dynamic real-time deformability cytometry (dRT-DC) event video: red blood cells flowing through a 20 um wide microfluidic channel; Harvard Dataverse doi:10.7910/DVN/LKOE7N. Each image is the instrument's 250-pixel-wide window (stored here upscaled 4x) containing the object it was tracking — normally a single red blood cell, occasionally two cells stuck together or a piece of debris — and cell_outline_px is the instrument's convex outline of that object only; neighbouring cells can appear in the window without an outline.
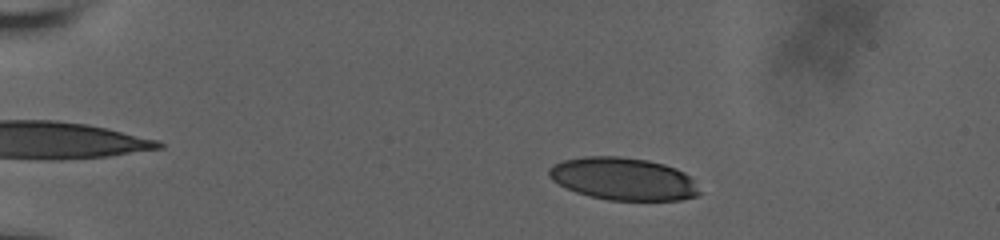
{"species": "human", "species_latin": "Homo sapiens", "temperature_condition": "room temperature", "stored_images_in_passage": 51, "camera_frame_rate_fps": 3000, "um_per_image_px": 0.085, "donor": {"sex": "male"}, "frame": {"image": 1, "passage_image": 16, "time_ms": 3.667, "image_size_px": [1000, 240], "cell_outline_px": [[700, 192], [696, 196], [680, 200], [608, 200], [576, 192], [552, 180], [548, 176], [548, 168], [564, 160], [584, 156], [620, 156], [648, 160], [664, 164], [676, 168], [684, 172], [692, 180]], "centroid_in_image_um": [52.97, 15.19], "position_along_channel_um": 32.0, "area_um2": 37.05}}
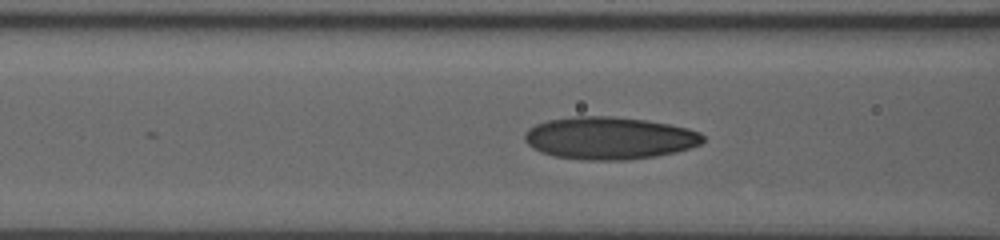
{"frame": {"image": 2, "passage_image": 34, "time_ms": 8.333, "image_size_px": [1000, 240], "cell_outline_px": [[704, 140], [700, 144], [676, 152], [656, 156], [624, 160], [588, 160], [552, 156], [540, 152], [532, 148], [524, 140], [524, 132], [528, 128], [536, 124], [548, 120], [576, 116], [612, 116], [644, 120], [668, 124], [688, 128], [700, 132], [704, 136]], "centroid_in_image_um": [51.76, 11.74], "position_along_channel_um": 114.8, "area_um2": 44.16}}
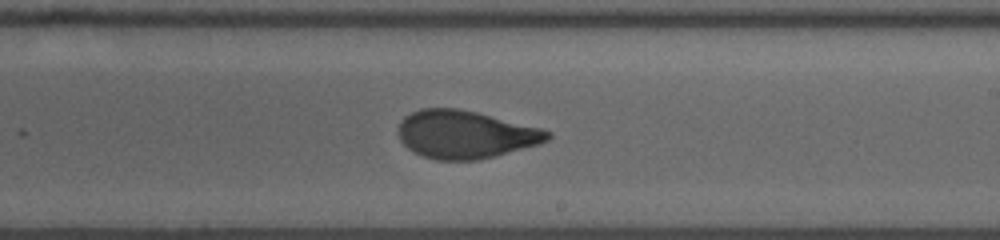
{"frame": {"image": 3, "passage_image": 51, "time_ms": 12.0, "image_size_px": [1000, 240], "cell_outline_px": [[552, 136], [548, 140], [536, 144], [492, 156], [476, 160], [436, 160], [424, 156], [408, 148], [400, 140], [400, 124], [404, 116], [420, 108], [456, 108], [476, 112], [540, 128], [552, 132]], "centroid_in_image_um": [39.53, 11.41], "position_along_channel_um": 249.5, "area_um2": 40.92}}